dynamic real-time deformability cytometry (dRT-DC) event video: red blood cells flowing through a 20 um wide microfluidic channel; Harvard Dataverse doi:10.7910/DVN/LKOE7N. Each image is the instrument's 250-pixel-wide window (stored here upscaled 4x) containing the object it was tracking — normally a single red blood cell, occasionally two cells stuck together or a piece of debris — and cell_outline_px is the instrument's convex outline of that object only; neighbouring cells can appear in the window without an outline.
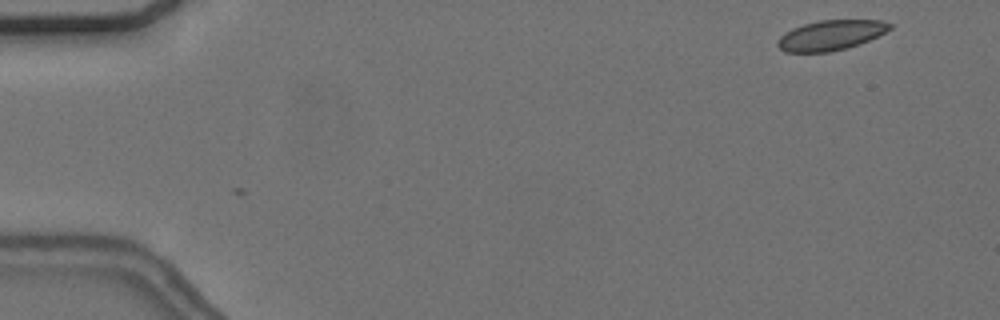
{"species": "common noctule bat (a hibernating species)", "species_latin": "Nyctalus noctula", "temperature_condition": "cold", "stored_images_in_passage": 2, "camera_frame_rate_fps": 3000, "um_per_image_px": 0.085, "animal": {"sex": "female", "body_mass_g": 24.6, "forearm_length_mm": 56.2}, "frame": {"image": 1, "passage_image": 2, "time_ms": 0.333, "image_size_px": [1000, 320], "cell_outline_px": [[892, 28], [860, 44], [832, 52], [784, 52], [776, 44], [776, 40], [784, 32], [792, 28], [804, 24], [820, 20], [880, 20], [892, 24]], "centroid_in_image_um": [70.57, 3.0], "position_along_channel_um": 14.4, "area_um2": 19.65}}